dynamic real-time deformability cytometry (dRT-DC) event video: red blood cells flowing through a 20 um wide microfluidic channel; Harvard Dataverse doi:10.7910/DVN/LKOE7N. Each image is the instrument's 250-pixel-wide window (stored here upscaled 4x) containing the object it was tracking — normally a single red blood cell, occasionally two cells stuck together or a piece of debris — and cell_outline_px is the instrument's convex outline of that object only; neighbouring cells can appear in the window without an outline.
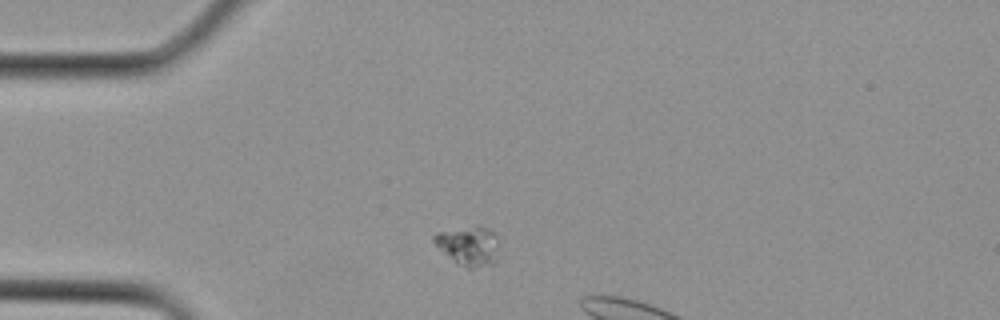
{"species": "Egyptian fruit bat (a non-hibernating species)", "species_latin": "Rousettus aegyptiacus", "temperature_condition": "cold", "stored_images_in_passage": 3, "camera_frame_rate_fps": 3000, "um_per_image_px": 0.085, "animal": {"sex": "female"}, "frame": {"image": 1, "passage_image": 2, "time_ms": 0.333, "image_size_px": [1000, 320], "cell_outline_px": [[500, 248], [496, 260], [492, 264], [476, 268], [468, 268], [460, 264], [444, 252], [432, 240], [432, 236], [436, 232], [476, 224], [480, 224], [488, 228], [496, 236], [500, 244]], "centroid_in_image_um": [39.89, 20.85], "position_along_channel_um": 45.1, "area_um2": 15.14}}